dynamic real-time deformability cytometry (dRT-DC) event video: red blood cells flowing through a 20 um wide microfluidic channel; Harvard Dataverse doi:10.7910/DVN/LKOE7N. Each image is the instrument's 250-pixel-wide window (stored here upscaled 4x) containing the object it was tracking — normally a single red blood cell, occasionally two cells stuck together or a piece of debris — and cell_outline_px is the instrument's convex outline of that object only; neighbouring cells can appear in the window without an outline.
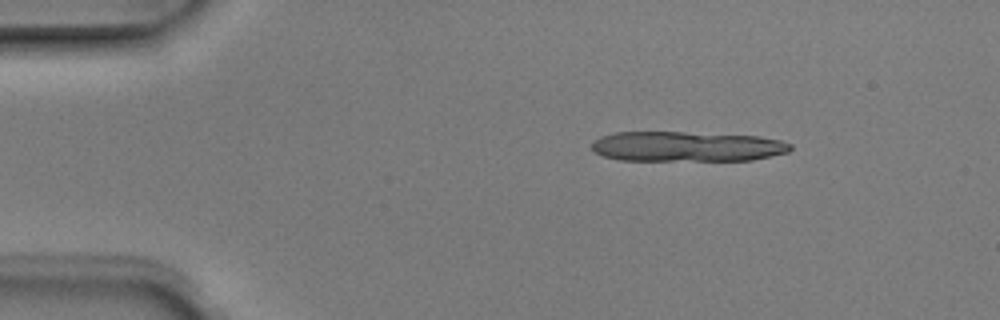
{"species": "Egyptian fruit bat (a non-hibernating species)", "species_latin": "Rousettus aegyptiacus", "temperature_condition": "room temperature", "stored_images_in_passage": 2, "camera_frame_rate_fps": 3000, "um_per_image_px": 0.085, "animal": {"sex": "male"}, "frame": {"image": 1, "passage_image": 1, "time_ms": 0.0, "image_size_px": [1000, 320], "cell_outline_px": [[792, 148], [788, 152], [752, 160], [620, 160], [604, 156], [596, 152], [592, 148], [592, 144], [600, 136], [616, 132], [684, 132], [760, 136], [780, 140], [792, 144]], "centroid_in_image_um": [58.41, 12.45], "position_along_channel_um": 26.6, "area_um2": 34.74}}